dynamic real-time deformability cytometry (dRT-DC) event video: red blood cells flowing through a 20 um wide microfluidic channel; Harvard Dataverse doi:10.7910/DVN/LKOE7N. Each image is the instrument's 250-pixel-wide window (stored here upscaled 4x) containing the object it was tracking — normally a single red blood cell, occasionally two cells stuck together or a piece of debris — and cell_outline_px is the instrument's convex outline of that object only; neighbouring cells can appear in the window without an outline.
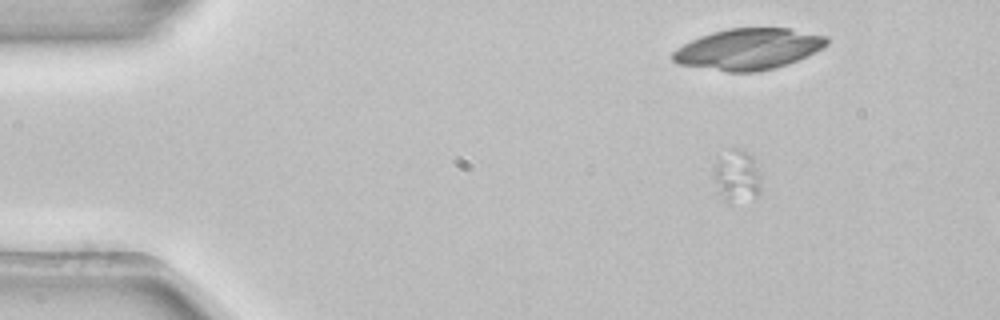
{"species": "common noctule bat (a hibernating species)", "species_latin": "Nyctalus noctula", "temperature_condition": "room temperature", "stored_images_in_passage": 4, "camera_frame_rate_fps": 3000, "um_per_image_px": 0.085, "animal": {"sex": "female", "body_mass_g": 22.7, "forearm_length_mm": 54.2}, "frame": {"image": 1, "passage_image": 1, "time_ms": 0.0, "image_size_px": [1000, 320], "cell_outline_px": [[760, 192], [756, 196], [728, 204], [724, 200], [720, 192], [716, 180], [716, 164], [732, 148], [736, 148], [748, 152], [752, 156], [760, 180]], "centroid_in_image_um": [62.68, 14.99], "position_along_channel_um": 22.3, "area_um2": 13.47}}